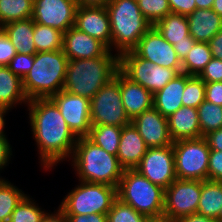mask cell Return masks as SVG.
Here are the masks:
<instances>
[{
    "mask_svg": "<svg viewBox=\"0 0 222 222\" xmlns=\"http://www.w3.org/2000/svg\"><path fill=\"white\" fill-rule=\"evenodd\" d=\"M30 126L45 170L72 158L78 137L66 124L51 98L30 100L27 104Z\"/></svg>",
    "mask_w": 222,
    "mask_h": 222,
    "instance_id": "obj_1",
    "label": "cell"
},
{
    "mask_svg": "<svg viewBox=\"0 0 222 222\" xmlns=\"http://www.w3.org/2000/svg\"><path fill=\"white\" fill-rule=\"evenodd\" d=\"M119 71V55L108 49L102 56L69 60L63 90L91 100Z\"/></svg>",
    "mask_w": 222,
    "mask_h": 222,
    "instance_id": "obj_2",
    "label": "cell"
},
{
    "mask_svg": "<svg viewBox=\"0 0 222 222\" xmlns=\"http://www.w3.org/2000/svg\"><path fill=\"white\" fill-rule=\"evenodd\" d=\"M71 160L79 181L118 187L124 169L117 156L107 153L87 136L78 138Z\"/></svg>",
    "mask_w": 222,
    "mask_h": 222,
    "instance_id": "obj_3",
    "label": "cell"
},
{
    "mask_svg": "<svg viewBox=\"0 0 222 222\" xmlns=\"http://www.w3.org/2000/svg\"><path fill=\"white\" fill-rule=\"evenodd\" d=\"M68 61L63 50L37 52L33 66L22 79L28 100L51 98L63 90Z\"/></svg>",
    "mask_w": 222,
    "mask_h": 222,
    "instance_id": "obj_4",
    "label": "cell"
},
{
    "mask_svg": "<svg viewBox=\"0 0 222 222\" xmlns=\"http://www.w3.org/2000/svg\"><path fill=\"white\" fill-rule=\"evenodd\" d=\"M111 26V51L117 55L132 51L140 38L152 27L143 16L137 1L110 0L105 6Z\"/></svg>",
    "mask_w": 222,
    "mask_h": 222,
    "instance_id": "obj_5",
    "label": "cell"
},
{
    "mask_svg": "<svg viewBox=\"0 0 222 222\" xmlns=\"http://www.w3.org/2000/svg\"><path fill=\"white\" fill-rule=\"evenodd\" d=\"M165 189L153 184L135 169L123 171L117 197L146 217L163 215Z\"/></svg>",
    "mask_w": 222,
    "mask_h": 222,
    "instance_id": "obj_6",
    "label": "cell"
},
{
    "mask_svg": "<svg viewBox=\"0 0 222 222\" xmlns=\"http://www.w3.org/2000/svg\"><path fill=\"white\" fill-rule=\"evenodd\" d=\"M117 198V187L80 181L79 185L64 197L59 208L65 215H107Z\"/></svg>",
    "mask_w": 222,
    "mask_h": 222,
    "instance_id": "obj_7",
    "label": "cell"
},
{
    "mask_svg": "<svg viewBox=\"0 0 222 222\" xmlns=\"http://www.w3.org/2000/svg\"><path fill=\"white\" fill-rule=\"evenodd\" d=\"M172 145L178 179L208 180L210 148L204 137L180 139Z\"/></svg>",
    "mask_w": 222,
    "mask_h": 222,
    "instance_id": "obj_8",
    "label": "cell"
},
{
    "mask_svg": "<svg viewBox=\"0 0 222 222\" xmlns=\"http://www.w3.org/2000/svg\"><path fill=\"white\" fill-rule=\"evenodd\" d=\"M91 125L124 127L131 120L122 105L120 92V70L90 100Z\"/></svg>",
    "mask_w": 222,
    "mask_h": 222,
    "instance_id": "obj_9",
    "label": "cell"
},
{
    "mask_svg": "<svg viewBox=\"0 0 222 222\" xmlns=\"http://www.w3.org/2000/svg\"><path fill=\"white\" fill-rule=\"evenodd\" d=\"M119 70L152 94L180 74L176 69L161 67L139 57L133 50L119 56Z\"/></svg>",
    "mask_w": 222,
    "mask_h": 222,
    "instance_id": "obj_10",
    "label": "cell"
},
{
    "mask_svg": "<svg viewBox=\"0 0 222 222\" xmlns=\"http://www.w3.org/2000/svg\"><path fill=\"white\" fill-rule=\"evenodd\" d=\"M201 195V180L176 179L165 189L163 214L179 220L197 213Z\"/></svg>",
    "mask_w": 222,
    "mask_h": 222,
    "instance_id": "obj_11",
    "label": "cell"
},
{
    "mask_svg": "<svg viewBox=\"0 0 222 222\" xmlns=\"http://www.w3.org/2000/svg\"><path fill=\"white\" fill-rule=\"evenodd\" d=\"M135 170L153 184L159 185L163 189L168 188L177 179L173 145L147 148Z\"/></svg>",
    "mask_w": 222,
    "mask_h": 222,
    "instance_id": "obj_12",
    "label": "cell"
},
{
    "mask_svg": "<svg viewBox=\"0 0 222 222\" xmlns=\"http://www.w3.org/2000/svg\"><path fill=\"white\" fill-rule=\"evenodd\" d=\"M133 51L141 58L161 67L176 69L182 73V62L173 45L152 26L139 40Z\"/></svg>",
    "mask_w": 222,
    "mask_h": 222,
    "instance_id": "obj_13",
    "label": "cell"
},
{
    "mask_svg": "<svg viewBox=\"0 0 222 222\" xmlns=\"http://www.w3.org/2000/svg\"><path fill=\"white\" fill-rule=\"evenodd\" d=\"M51 99L60 109L66 124L79 137H86L90 133V100L61 90Z\"/></svg>",
    "mask_w": 222,
    "mask_h": 222,
    "instance_id": "obj_14",
    "label": "cell"
},
{
    "mask_svg": "<svg viewBox=\"0 0 222 222\" xmlns=\"http://www.w3.org/2000/svg\"><path fill=\"white\" fill-rule=\"evenodd\" d=\"M76 0H34L32 19L65 33L74 26Z\"/></svg>",
    "mask_w": 222,
    "mask_h": 222,
    "instance_id": "obj_15",
    "label": "cell"
},
{
    "mask_svg": "<svg viewBox=\"0 0 222 222\" xmlns=\"http://www.w3.org/2000/svg\"><path fill=\"white\" fill-rule=\"evenodd\" d=\"M74 27L99 40L111 51V26L105 6H77Z\"/></svg>",
    "mask_w": 222,
    "mask_h": 222,
    "instance_id": "obj_16",
    "label": "cell"
},
{
    "mask_svg": "<svg viewBox=\"0 0 222 222\" xmlns=\"http://www.w3.org/2000/svg\"><path fill=\"white\" fill-rule=\"evenodd\" d=\"M131 124L138 130L148 148L173 144L167 118L154 107L133 118Z\"/></svg>",
    "mask_w": 222,
    "mask_h": 222,
    "instance_id": "obj_17",
    "label": "cell"
},
{
    "mask_svg": "<svg viewBox=\"0 0 222 222\" xmlns=\"http://www.w3.org/2000/svg\"><path fill=\"white\" fill-rule=\"evenodd\" d=\"M62 50L69 60L97 58L108 48L99 40L72 26L63 34Z\"/></svg>",
    "mask_w": 222,
    "mask_h": 222,
    "instance_id": "obj_18",
    "label": "cell"
},
{
    "mask_svg": "<svg viewBox=\"0 0 222 222\" xmlns=\"http://www.w3.org/2000/svg\"><path fill=\"white\" fill-rule=\"evenodd\" d=\"M147 148L144 139L132 124L122 127L117 158L124 170L135 169L145 155Z\"/></svg>",
    "mask_w": 222,
    "mask_h": 222,
    "instance_id": "obj_19",
    "label": "cell"
},
{
    "mask_svg": "<svg viewBox=\"0 0 222 222\" xmlns=\"http://www.w3.org/2000/svg\"><path fill=\"white\" fill-rule=\"evenodd\" d=\"M120 92L122 105L130 120L153 107V94L140 84L131 81L121 71Z\"/></svg>",
    "mask_w": 222,
    "mask_h": 222,
    "instance_id": "obj_20",
    "label": "cell"
},
{
    "mask_svg": "<svg viewBox=\"0 0 222 222\" xmlns=\"http://www.w3.org/2000/svg\"><path fill=\"white\" fill-rule=\"evenodd\" d=\"M167 123L173 141L201 137L197 108L182 106L167 117Z\"/></svg>",
    "mask_w": 222,
    "mask_h": 222,
    "instance_id": "obj_21",
    "label": "cell"
},
{
    "mask_svg": "<svg viewBox=\"0 0 222 222\" xmlns=\"http://www.w3.org/2000/svg\"><path fill=\"white\" fill-rule=\"evenodd\" d=\"M186 17L189 34L196 42L208 43L222 29V17L212 9H195Z\"/></svg>",
    "mask_w": 222,
    "mask_h": 222,
    "instance_id": "obj_22",
    "label": "cell"
},
{
    "mask_svg": "<svg viewBox=\"0 0 222 222\" xmlns=\"http://www.w3.org/2000/svg\"><path fill=\"white\" fill-rule=\"evenodd\" d=\"M186 84V73L178 74L162 89L153 94V107L164 117H169L182 105V96Z\"/></svg>",
    "mask_w": 222,
    "mask_h": 222,
    "instance_id": "obj_23",
    "label": "cell"
},
{
    "mask_svg": "<svg viewBox=\"0 0 222 222\" xmlns=\"http://www.w3.org/2000/svg\"><path fill=\"white\" fill-rule=\"evenodd\" d=\"M14 45L17 53L35 55L33 40L34 20L32 18L9 22L0 27Z\"/></svg>",
    "mask_w": 222,
    "mask_h": 222,
    "instance_id": "obj_24",
    "label": "cell"
},
{
    "mask_svg": "<svg viewBox=\"0 0 222 222\" xmlns=\"http://www.w3.org/2000/svg\"><path fill=\"white\" fill-rule=\"evenodd\" d=\"M22 79L13 74L8 66H0V106L12 109L18 104H28Z\"/></svg>",
    "mask_w": 222,
    "mask_h": 222,
    "instance_id": "obj_25",
    "label": "cell"
},
{
    "mask_svg": "<svg viewBox=\"0 0 222 222\" xmlns=\"http://www.w3.org/2000/svg\"><path fill=\"white\" fill-rule=\"evenodd\" d=\"M222 207V182L201 181V195L197 213L218 221Z\"/></svg>",
    "mask_w": 222,
    "mask_h": 222,
    "instance_id": "obj_26",
    "label": "cell"
},
{
    "mask_svg": "<svg viewBox=\"0 0 222 222\" xmlns=\"http://www.w3.org/2000/svg\"><path fill=\"white\" fill-rule=\"evenodd\" d=\"M154 27L160 32L165 40L171 45L187 41L189 34V23L185 15L170 13L159 20Z\"/></svg>",
    "mask_w": 222,
    "mask_h": 222,
    "instance_id": "obj_27",
    "label": "cell"
},
{
    "mask_svg": "<svg viewBox=\"0 0 222 222\" xmlns=\"http://www.w3.org/2000/svg\"><path fill=\"white\" fill-rule=\"evenodd\" d=\"M122 127L112 125H92L87 136L107 153L117 156Z\"/></svg>",
    "mask_w": 222,
    "mask_h": 222,
    "instance_id": "obj_28",
    "label": "cell"
},
{
    "mask_svg": "<svg viewBox=\"0 0 222 222\" xmlns=\"http://www.w3.org/2000/svg\"><path fill=\"white\" fill-rule=\"evenodd\" d=\"M34 0H0V27L32 18Z\"/></svg>",
    "mask_w": 222,
    "mask_h": 222,
    "instance_id": "obj_29",
    "label": "cell"
},
{
    "mask_svg": "<svg viewBox=\"0 0 222 222\" xmlns=\"http://www.w3.org/2000/svg\"><path fill=\"white\" fill-rule=\"evenodd\" d=\"M212 58L209 44L196 42L182 61V73L198 76Z\"/></svg>",
    "mask_w": 222,
    "mask_h": 222,
    "instance_id": "obj_30",
    "label": "cell"
},
{
    "mask_svg": "<svg viewBox=\"0 0 222 222\" xmlns=\"http://www.w3.org/2000/svg\"><path fill=\"white\" fill-rule=\"evenodd\" d=\"M26 195L17 186L0 177V222H9L14 209Z\"/></svg>",
    "mask_w": 222,
    "mask_h": 222,
    "instance_id": "obj_31",
    "label": "cell"
},
{
    "mask_svg": "<svg viewBox=\"0 0 222 222\" xmlns=\"http://www.w3.org/2000/svg\"><path fill=\"white\" fill-rule=\"evenodd\" d=\"M63 34L52 27L34 23L33 40L37 52L62 50Z\"/></svg>",
    "mask_w": 222,
    "mask_h": 222,
    "instance_id": "obj_32",
    "label": "cell"
},
{
    "mask_svg": "<svg viewBox=\"0 0 222 222\" xmlns=\"http://www.w3.org/2000/svg\"><path fill=\"white\" fill-rule=\"evenodd\" d=\"M201 137L222 128V106L204 100L197 108Z\"/></svg>",
    "mask_w": 222,
    "mask_h": 222,
    "instance_id": "obj_33",
    "label": "cell"
},
{
    "mask_svg": "<svg viewBox=\"0 0 222 222\" xmlns=\"http://www.w3.org/2000/svg\"><path fill=\"white\" fill-rule=\"evenodd\" d=\"M35 203L26 195L14 209L9 222H41L46 212Z\"/></svg>",
    "mask_w": 222,
    "mask_h": 222,
    "instance_id": "obj_34",
    "label": "cell"
},
{
    "mask_svg": "<svg viewBox=\"0 0 222 222\" xmlns=\"http://www.w3.org/2000/svg\"><path fill=\"white\" fill-rule=\"evenodd\" d=\"M181 100L183 106L198 108L205 100V82L199 76L186 74V84Z\"/></svg>",
    "mask_w": 222,
    "mask_h": 222,
    "instance_id": "obj_35",
    "label": "cell"
},
{
    "mask_svg": "<svg viewBox=\"0 0 222 222\" xmlns=\"http://www.w3.org/2000/svg\"><path fill=\"white\" fill-rule=\"evenodd\" d=\"M107 222H148V217L117 198L107 213Z\"/></svg>",
    "mask_w": 222,
    "mask_h": 222,
    "instance_id": "obj_36",
    "label": "cell"
},
{
    "mask_svg": "<svg viewBox=\"0 0 222 222\" xmlns=\"http://www.w3.org/2000/svg\"><path fill=\"white\" fill-rule=\"evenodd\" d=\"M137 2L141 13L152 26L171 13L168 0H138Z\"/></svg>",
    "mask_w": 222,
    "mask_h": 222,
    "instance_id": "obj_37",
    "label": "cell"
},
{
    "mask_svg": "<svg viewBox=\"0 0 222 222\" xmlns=\"http://www.w3.org/2000/svg\"><path fill=\"white\" fill-rule=\"evenodd\" d=\"M34 63V55L17 53L10 61V71L21 79L30 71Z\"/></svg>",
    "mask_w": 222,
    "mask_h": 222,
    "instance_id": "obj_38",
    "label": "cell"
},
{
    "mask_svg": "<svg viewBox=\"0 0 222 222\" xmlns=\"http://www.w3.org/2000/svg\"><path fill=\"white\" fill-rule=\"evenodd\" d=\"M198 76L205 83L222 82V60L212 58Z\"/></svg>",
    "mask_w": 222,
    "mask_h": 222,
    "instance_id": "obj_39",
    "label": "cell"
},
{
    "mask_svg": "<svg viewBox=\"0 0 222 222\" xmlns=\"http://www.w3.org/2000/svg\"><path fill=\"white\" fill-rule=\"evenodd\" d=\"M208 180L222 182V151L210 150Z\"/></svg>",
    "mask_w": 222,
    "mask_h": 222,
    "instance_id": "obj_40",
    "label": "cell"
},
{
    "mask_svg": "<svg viewBox=\"0 0 222 222\" xmlns=\"http://www.w3.org/2000/svg\"><path fill=\"white\" fill-rule=\"evenodd\" d=\"M16 54L14 45L0 28V66H8Z\"/></svg>",
    "mask_w": 222,
    "mask_h": 222,
    "instance_id": "obj_41",
    "label": "cell"
},
{
    "mask_svg": "<svg viewBox=\"0 0 222 222\" xmlns=\"http://www.w3.org/2000/svg\"><path fill=\"white\" fill-rule=\"evenodd\" d=\"M171 13L189 15L197 9L195 0H168Z\"/></svg>",
    "mask_w": 222,
    "mask_h": 222,
    "instance_id": "obj_42",
    "label": "cell"
},
{
    "mask_svg": "<svg viewBox=\"0 0 222 222\" xmlns=\"http://www.w3.org/2000/svg\"><path fill=\"white\" fill-rule=\"evenodd\" d=\"M205 100L222 106V82L205 83Z\"/></svg>",
    "mask_w": 222,
    "mask_h": 222,
    "instance_id": "obj_43",
    "label": "cell"
},
{
    "mask_svg": "<svg viewBox=\"0 0 222 222\" xmlns=\"http://www.w3.org/2000/svg\"><path fill=\"white\" fill-rule=\"evenodd\" d=\"M67 217L68 222H107L106 214H80V215H65Z\"/></svg>",
    "mask_w": 222,
    "mask_h": 222,
    "instance_id": "obj_44",
    "label": "cell"
},
{
    "mask_svg": "<svg viewBox=\"0 0 222 222\" xmlns=\"http://www.w3.org/2000/svg\"><path fill=\"white\" fill-rule=\"evenodd\" d=\"M11 156L12 148L7 137H0V170L9 164Z\"/></svg>",
    "mask_w": 222,
    "mask_h": 222,
    "instance_id": "obj_45",
    "label": "cell"
},
{
    "mask_svg": "<svg viewBox=\"0 0 222 222\" xmlns=\"http://www.w3.org/2000/svg\"><path fill=\"white\" fill-rule=\"evenodd\" d=\"M195 43L196 40L193 37H187V41H181L173 44L174 50L181 62L188 55V52L194 47Z\"/></svg>",
    "mask_w": 222,
    "mask_h": 222,
    "instance_id": "obj_46",
    "label": "cell"
},
{
    "mask_svg": "<svg viewBox=\"0 0 222 222\" xmlns=\"http://www.w3.org/2000/svg\"><path fill=\"white\" fill-rule=\"evenodd\" d=\"M212 57L222 60V29L208 42Z\"/></svg>",
    "mask_w": 222,
    "mask_h": 222,
    "instance_id": "obj_47",
    "label": "cell"
},
{
    "mask_svg": "<svg viewBox=\"0 0 222 222\" xmlns=\"http://www.w3.org/2000/svg\"><path fill=\"white\" fill-rule=\"evenodd\" d=\"M210 150L222 151V128L215 130L204 137Z\"/></svg>",
    "mask_w": 222,
    "mask_h": 222,
    "instance_id": "obj_48",
    "label": "cell"
},
{
    "mask_svg": "<svg viewBox=\"0 0 222 222\" xmlns=\"http://www.w3.org/2000/svg\"><path fill=\"white\" fill-rule=\"evenodd\" d=\"M41 222H68V220L64 212L58 208L56 212L54 211V214L46 212Z\"/></svg>",
    "mask_w": 222,
    "mask_h": 222,
    "instance_id": "obj_49",
    "label": "cell"
},
{
    "mask_svg": "<svg viewBox=\"0 0 222 222\" xmlns=\"http://www.w3.org/2000/svg\"><path fill=\"white\" fill-rule=\"evenodd\" d=\"M178 222H218L217 220L202 216L198 213H192L178 220Z\"/></svg>",
    "mask_w": 222,
    "mask_h": 222,
    "instance_id": "obj_50",
    "label": "cell"
},
{
    "mask_svg": "<svg viewBox=\"0 0 222 222\" xmlns=\"http://www.w3.org/2000/svg\"><path fill=\"white\" fill-rule=\"evenodd\" d=\"M110 0H76L78 6H106Z\"/></svg>",
    "mask_w": 222,
    "mask_h": 222,
    "instance_id": "obj_51",
    "label": "cell"
},
{
    "mask_svg": "<svg viewBox=\"0 0 222 222\" xmlns=\"http://www.w3.org/2000/svg\"><path fill=\"white\" fill-rule=\"evenodd\" d=\"M9 110H11V109H9L7 107L0 106V137H6V135H5L6 133H4L6 119L4 118L5 117L4 115H6V113H8Z\"/></svg>",
    "mask_w": 222,
    "mask_h": 222,
    "instance_id": "obj_52",
    "label": "cell"
},
{
    "mask_svg": "<svg viewBox=\"0 0 222 222\" xmlns=\"http://www.w3.org/2000/svg\"><path fill=\"white\" fill-rule=\"evenodd\" d=\"M197 9H212L214 0H195Z\"/></svg>",
    "mask_w": 222,
    "mask_h": 222,
    "instance_id": "obj_53",
    "label": "cell"
},
{
    "mask_svg": "<svg viewBox=\"0 0 222 222\" xmlns=\"http://www.w3.org/2000/svg\"><path fill=\"white\" fill-rule=\"evenodd\" d=\"M148 222H178V220H174L166 215H160L156 217H149Z\"/></svg>",
    "mask_w": 222,
    "mask_h": 222,
    "instance_id": "obj_54",
    "label": "cell"
},
{
    "mask_svg": "<svg viewBox=\"0 0 222 222\" xmlns=\"http://www.w3.org/2000/svg\"><path fill=\"white\" fill-rule=\"evenodd\" d=\"M212 10L222 17V0H214Z\"/></svg>",
    "mask_w": 222,
    "mask_h": 222,
    "instance_id": "obj_55",
    "label": "cell"
},
{
    "mask_svg": "<svg viewBox=\"0 0 222 222\" xmlns=\"http://www.w3.org/2000/svg\"><path fill=\"white\" fill-rule=\"evenodd\" d=\"M218 222H222V207H221V211L219 213Z\"/></svg>",
    "mask_w": 222,
    "mask_h": 222,
    "instance_id": "obj_56",
    "label": "cell"
}]
</instances>
